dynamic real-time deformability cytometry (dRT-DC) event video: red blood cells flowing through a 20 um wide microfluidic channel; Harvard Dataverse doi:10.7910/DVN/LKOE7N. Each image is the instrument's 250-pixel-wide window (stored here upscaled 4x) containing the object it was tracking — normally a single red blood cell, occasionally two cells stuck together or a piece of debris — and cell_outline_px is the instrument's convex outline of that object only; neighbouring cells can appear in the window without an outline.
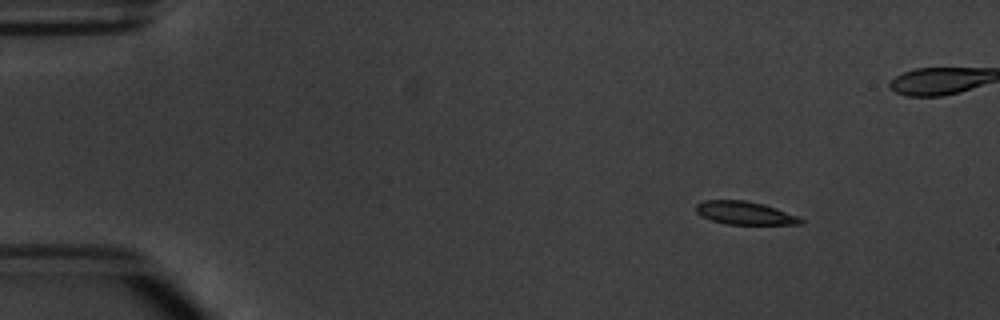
{"species": "common noctule bat (a hibernating species)", "species_latin": "Nyctalus noctula", "temperature_condition": "warm", "stored_images_in_passage": 6, "camera_frame_rate_fps": 3000, "um_per_image_px": 0.085, "animal": {"sex": "male", "body_mass_g": 20.1, "forearm_length_mm": 53.5}, "frame": {"image": 1, "passage_image": 2, "time_ms": 1.333, "image_size_px": [1000, 320], "cell_outline_px": [[804, 224], [724, 224], [712, 220], [696, 212], [696, 204], [704, 200], [744, 200], [764, 204], [800, 216], [804, 220]], "centroid_in_image_um": [63.35, 18.1], "position_along_channel_um": 21.6, "area_um2": 14.1}}